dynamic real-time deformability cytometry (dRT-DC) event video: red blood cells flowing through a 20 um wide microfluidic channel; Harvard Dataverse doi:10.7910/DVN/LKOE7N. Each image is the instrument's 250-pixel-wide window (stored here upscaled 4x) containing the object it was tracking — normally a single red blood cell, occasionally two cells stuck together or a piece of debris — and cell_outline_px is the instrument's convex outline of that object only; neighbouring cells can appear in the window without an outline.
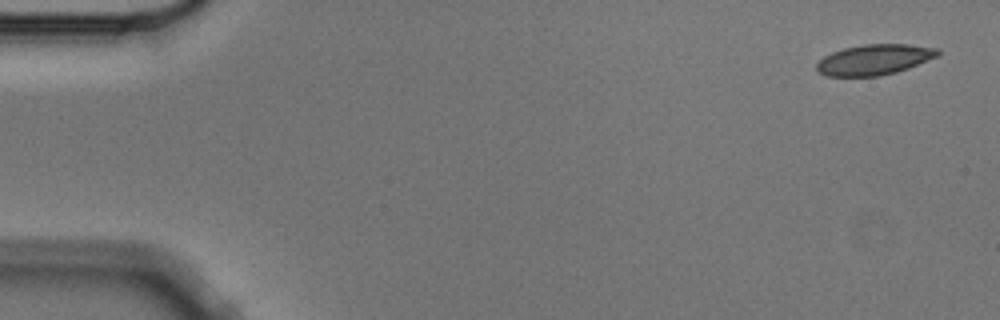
{"species": "Egyptian fruit bat (a non-hibernating species)", "species_latin": "Rousettus aegyptiacus", "temperature_condition": "cold", "stored_images_in_passage": 8, "camera_frame_rate_fps": 3000, "um_per_image_px": 0.085, "animal": {"sex": "male"}, "frame": {"image": 1, "passage_image": 1, "time_ms": 0.0, "image_size_px": [1000, 320], "cell_outline_px": [[940, 56], [908, 68], [896, 72], [880, 76], [828, 76], [816, 72], [816, 64], [824, 56], [832, 52], [844, 48], [864, 44], [908, 44], [940, 48]], "centroid_in_image_um": [74.34, 5.06], "position_along_channel_um": 10.7, "area_um2": 21.73}}
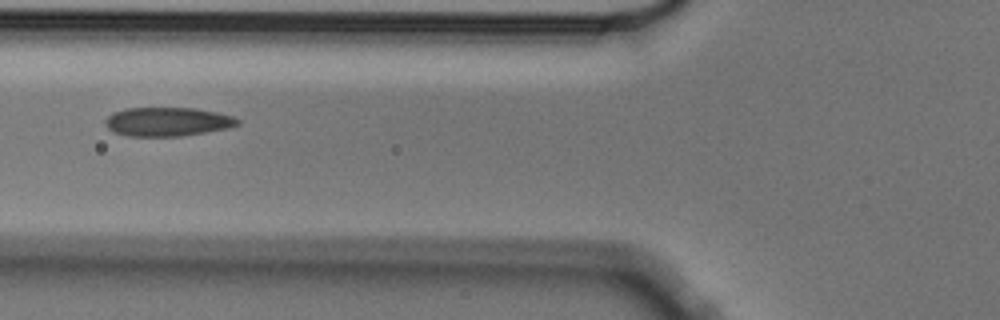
{"frame": {"image": 2, "passage_image": 6, "time_ms": 1.667, "image_size_px": [1000, 320], "cell_outline_px": [[240, 124], [228, 128], [180, 136], [128, 136], [112, 132], [104, 124], [104, 120], [108, 116], [116, 112], [128, 108], [196, 108], [216, 112], [232, 116], [240, 120]], "centroid_in_image_um": [14.23, 10.35], "position_along_channel_um": 111.6, "area_um2": 22.2}}
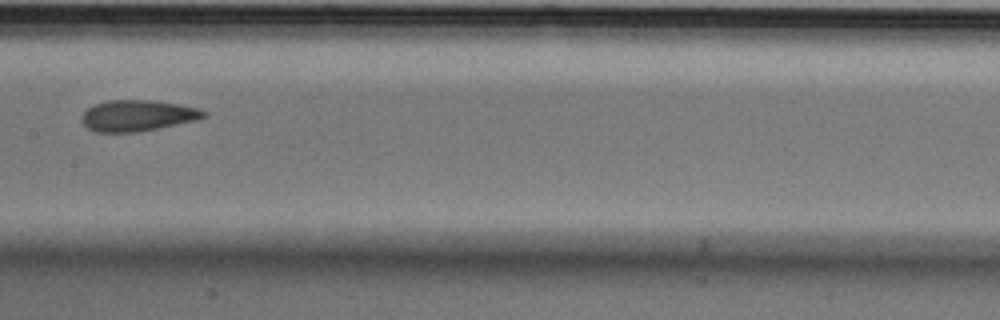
{"frame": {"image": 3, "passage_image": 8, "time_ms": 2.333, "image_size_px": [1000, 320], "cell_outline_px": [[208, 116], [196, 120], [160, 128], [140, 132], [96, 132], [88, 128], [80, 120], [80, 116], [88, 108], [96, 104], [108, 100], [160, 100], [200, 108], [208, 112]], "centroid_in_image_um": [11.74, 9.82], "position_along_channel_um": 195.7, "area_um2": 22.48}}